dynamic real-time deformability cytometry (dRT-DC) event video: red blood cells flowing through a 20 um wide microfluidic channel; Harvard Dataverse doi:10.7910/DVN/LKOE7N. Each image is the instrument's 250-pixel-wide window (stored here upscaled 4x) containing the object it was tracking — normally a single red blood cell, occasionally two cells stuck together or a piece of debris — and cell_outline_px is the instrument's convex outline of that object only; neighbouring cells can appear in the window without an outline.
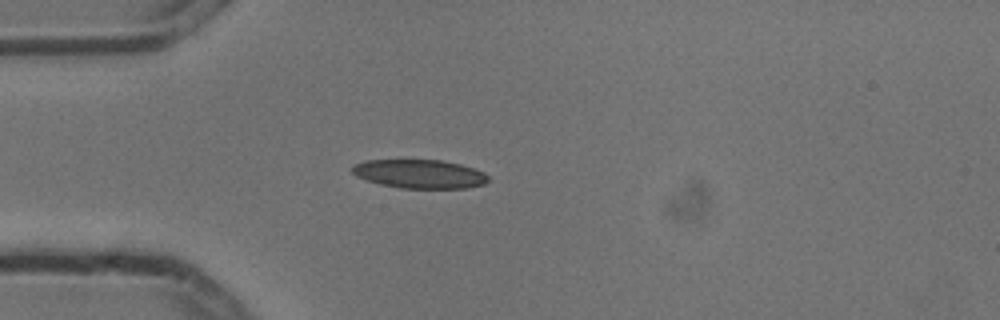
{"species": "common noctule bat (a hibernating species)", "species_latin": "Nyctalus noctula", "temperature_condition": "cold", "stored_images_in_passage": 4, "camera_frame_rate_fps": 3000, "um_per_image_px": 0.085, "animal": {"sex": "male", "body_mass_g": 13.3}, "frame": {"image": 1, "passage_image": 3, "time_ms": 0.667, "image_size_px": [1000, 320], "cell_outline_px": [[488, 180], [484, 184], [464, 188], [400, 188], [380, 184], [356, 176], [352, 172], [352, 164], [364, 160], [444, 160], [460, 164], [484, 172], [488, 176]], "centroid_in_image_um": [35.64, 14.77], "position_along_channel_um": 49.4, "area_um2": 22.77}}